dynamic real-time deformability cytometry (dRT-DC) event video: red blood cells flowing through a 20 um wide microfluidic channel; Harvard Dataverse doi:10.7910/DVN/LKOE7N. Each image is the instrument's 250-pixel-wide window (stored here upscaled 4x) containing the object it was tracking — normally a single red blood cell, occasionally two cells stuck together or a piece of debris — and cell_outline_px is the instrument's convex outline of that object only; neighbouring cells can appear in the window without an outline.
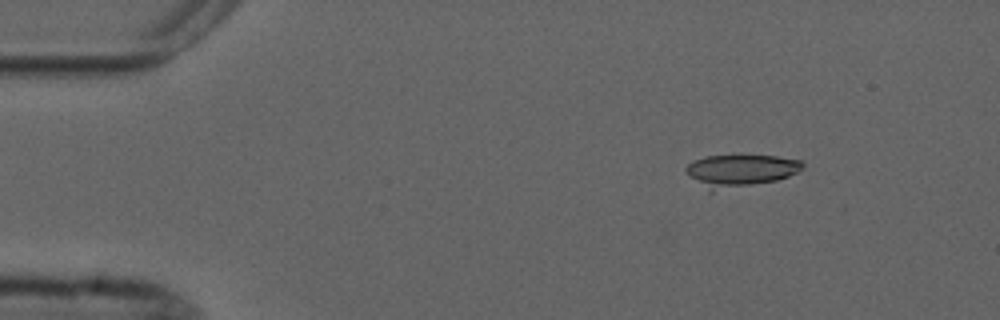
{"species": "common noctule bat (a hibernating species)", "species_latin": "Nyctalus noctula", "temperature_condition": "cold", "stored_images_in_passage": 6, "camera_frame_rate_fps": 3000, "um_per_image_px": 0.085, "animal": {"sex": "male", "forearm_length_mm": 52.5}, "frame": {"image": 1, "passage_image": 1, "time_ms": 0.0, "image_size_px": [1000, 320], "cell_outline_px": [[804, 168], [788, 176], [776, 180], [712, 192], [708, 192], [684, 168], [692, 160], [704, 156], [776, 156], [800, 160], [804, 164]], "centroid_in_image_um": [62.92, 14.5], "position_along_channel_um": 22.1, "area_um2": 21.68}}
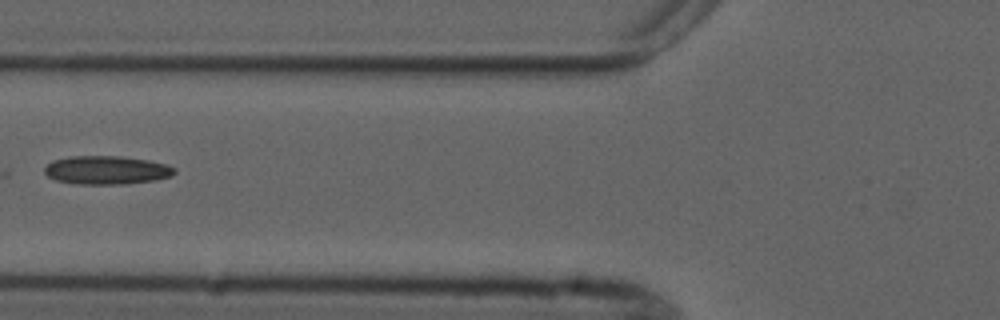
{"frame": {"image": 2, "passage_image": 5, "time_ms": 4.667, "image_size_px": [1000, 320], "cell_outline_px": [[176, 172], [172, 176], [156, 180], [128, 184], [76, 184], [56, 180], [48, 176], [44, 172], [44, 168], [52, 160], [72, 156], [120, 156], [148, 160], [164, 164], [176, 168]], "centroid_in_image_um": [9.07, 14.46], "position_along_channel_um": 116.7, "area_um2": 21.68}}
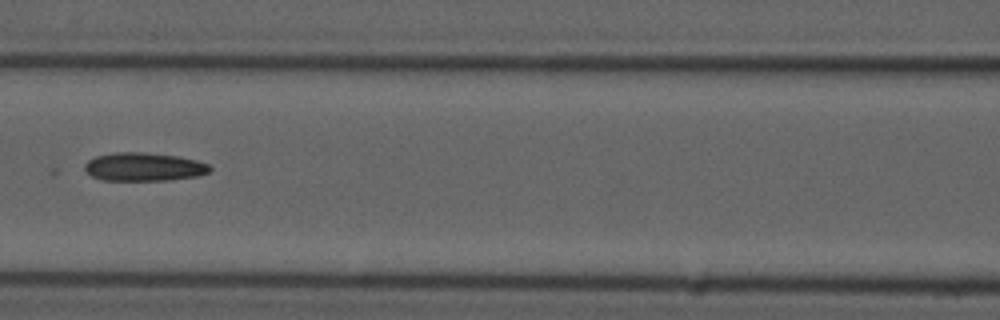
{"frame": {"image": 3, "passage_image": 6, "time_ms": 5.667, "image_size_px": [1000, 320], "cell_outline_px": [[212, 168], [208, 172], [200, 176], [168, 180], [100, 180], [92, 176], [84, 168], [84, 164], [88, 160], [96, 156], [116, 152], [144, 152], [180, 156], [196, 160], [208, 164]], "centroid_in_image_um": [12.24, 14.18], "position_along_channel_um": 154.4, "area_um2": 20.81}}